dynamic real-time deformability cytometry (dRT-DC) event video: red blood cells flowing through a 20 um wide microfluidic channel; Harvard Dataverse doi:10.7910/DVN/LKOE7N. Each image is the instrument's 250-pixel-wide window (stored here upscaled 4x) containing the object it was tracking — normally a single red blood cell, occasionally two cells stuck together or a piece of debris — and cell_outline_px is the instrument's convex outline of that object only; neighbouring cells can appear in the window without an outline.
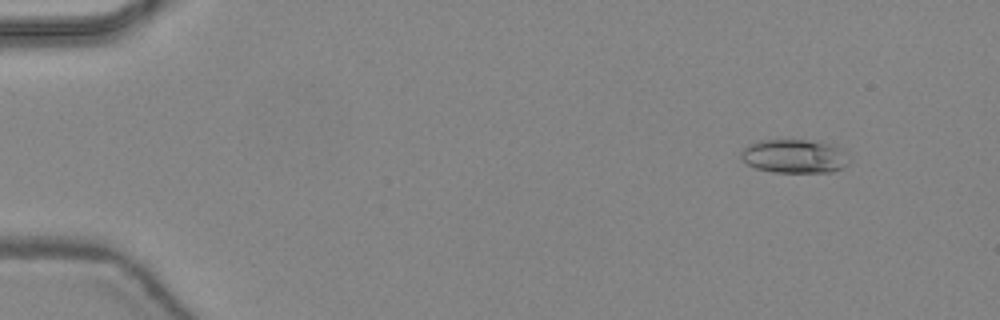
{"species": "common noctule bat (a hibernating species)", "species_latin": "Nyctalus noctula", "temperature_condition": "warm", "stored_images_in_passage": 49, "camera_frame_rate_fps": 3000, "um_per_image_px": 0.085, "animal": {"sex": "female", "body_mass_g": 24.6, "forearm_length_mm": 56.2}, "frame": {"image": 1, "passage_image": 6, "time_ms": 1.667, "image_size_px": [1000, 320], "cell_outline_px": [[848, 164], [832, 172], [772, 172], [756, 168], [748, 164], [740, 156], [740, 152], [748, 144], [760, 140], [808, 140], [832, 144], [840, 148]], "centroid_in_image_um": [67.46, 13.27], "position_along_channel_um": 17.5, "area_um2": 20.98}}
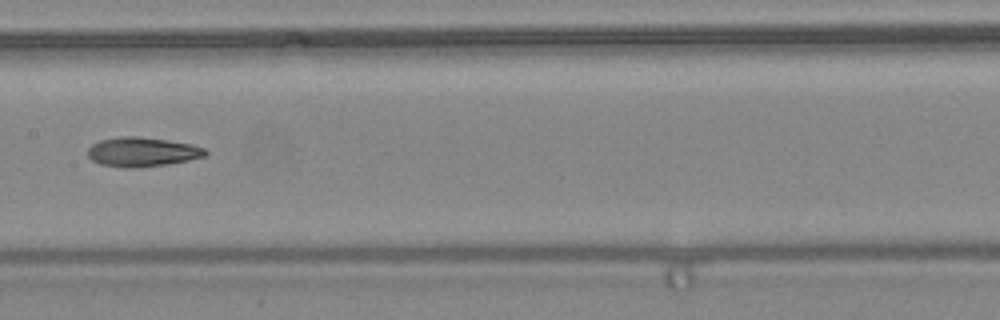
{"frame": {"image": 2, "passage_image": 26, "time_ms": 8.333, "image_size_px": [1000, 320], "cell_outline_px": [[208, 152], [204, 156], [188, 160], [168, 164], [132, 168], [124, 168], [100, 164], [92, 160], [88, 156], [88, 148], [92, 144], [100, 140], [124, 136], [136, 136], [168, 140], [192, 144], [204, 148]], "centroid_in_image_um": [12.07, 12.91], "position_along_channel_um": 195.3, "area_um2": 20.06}}
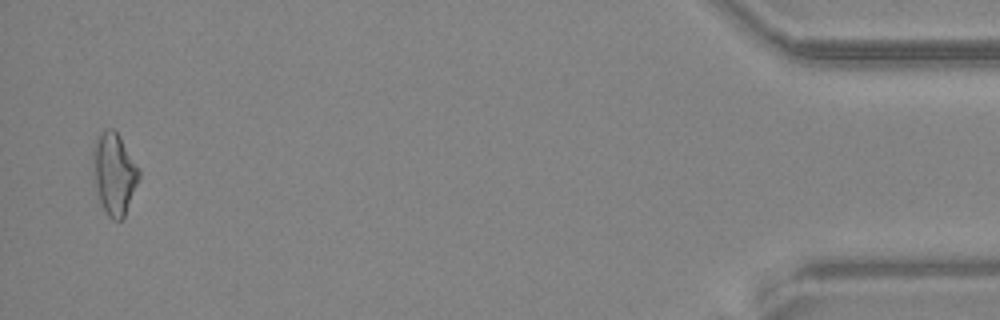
{"frame": {"image": 3, "passage_image": 47, "time_ms": 15.333, "image_size_px": [1000, 320], "cell_outline_px": [[140, 176], [124, 216], [120, 220], [112, 220], [108, 216], [96, 192], [92, 172], [92, 152], [96, 140], [100, 132], [108, 128], [112, 128], [120, 136], [140, 168]], "centroid_in_image_um": [9.69, 14.73], "position_along_channel_um": 425.5, "area_um2": 21.96}, "authors_computed_cell_mechanics": {"area_um2": 19.8832, "velocity_mm_per_s": 4.4671, "shape_relaxation_time_tau1_ms": 8.6226, "shape_relaxation_time_tau2_ms": 7.0749, "deformation_change_tau1": 0.2157, "deformation_change_tau2": 0.1917}}